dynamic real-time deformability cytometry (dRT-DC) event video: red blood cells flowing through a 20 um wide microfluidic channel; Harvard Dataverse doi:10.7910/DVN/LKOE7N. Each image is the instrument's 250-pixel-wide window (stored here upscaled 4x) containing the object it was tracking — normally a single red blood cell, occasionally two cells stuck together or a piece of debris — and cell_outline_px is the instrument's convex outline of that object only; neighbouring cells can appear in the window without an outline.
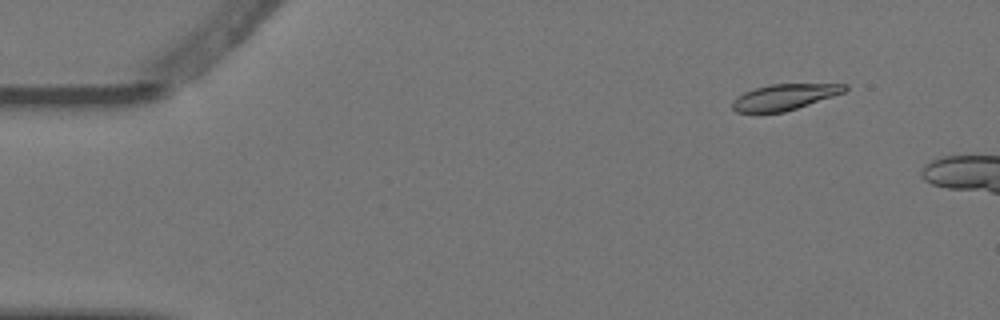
{"species": "Egyptian fruit bat (a non-hibernating species)", "species_latin": "Rousettus aegyptiacus", "temperature_condition": "warm", "stored_images_in_passage": 3, "camera_frame_rate_fps": 3000, "um_per_image_px": 0.085, "animal": {"sex": "female"}, "frame": {"image": 1, "passage_image": 1, "time_ms": 0.0, "image_size_px": [1000, 320], "cell_outline_px": [[848, 88], [844, 92], [784, 112], [736, 112], [732, 108], [732, 100], [736, 96], [744, 92], [768, 84], [848, 84]], "centroid_in_image_um": [66.63, 8.24], "position_along_channel_um": 18.4, "area_um2": 16.76}}